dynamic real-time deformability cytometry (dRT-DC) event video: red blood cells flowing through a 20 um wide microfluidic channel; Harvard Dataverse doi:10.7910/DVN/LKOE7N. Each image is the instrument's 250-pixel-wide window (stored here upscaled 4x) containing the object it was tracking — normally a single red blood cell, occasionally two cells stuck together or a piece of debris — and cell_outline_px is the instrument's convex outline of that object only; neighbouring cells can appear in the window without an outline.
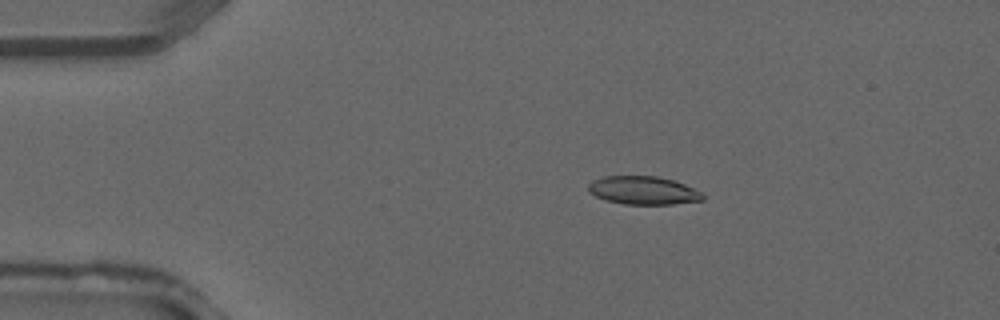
{"species": "common noctule bat (a hibernating species)", "species_latin": "Nyctalus noctula", "temperature_condition": "warm", "stored_images_in_passage": 3, "camera_frame_rate_fps": 3000, "um_per_image_px": 0.085, "animal": {"sex": "male", "forearm_length_mm": 52.5}, "frame": {"image": 1, "passage_image": 2, "time_ms": 0.333, "image_size_px": [1000, 320], "cell_outline_px": [[704, 200], [672, 204], [624, 204], [604, 200], [588, 192], [588, 184], [592, 180], [604, 176], [656, 176], [672, 180], [684, 184], [704, 192]], "centroid_in_image_um": [54.67, 16.18], "position_along_channel_um": 30.3, "area_um2": 18.96}}